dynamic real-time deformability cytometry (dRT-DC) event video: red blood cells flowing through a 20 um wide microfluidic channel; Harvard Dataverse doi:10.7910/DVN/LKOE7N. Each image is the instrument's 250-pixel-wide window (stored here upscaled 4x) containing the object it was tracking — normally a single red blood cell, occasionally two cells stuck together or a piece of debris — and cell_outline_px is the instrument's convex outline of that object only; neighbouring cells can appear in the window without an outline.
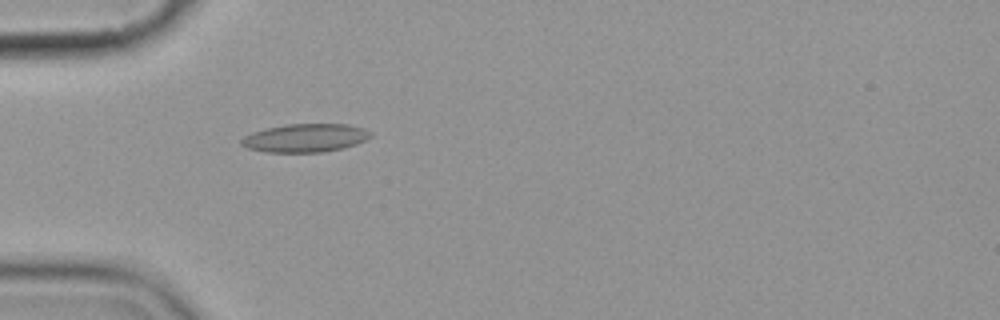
{"species": "common noctule bat (a hibernating species)", "species_latin": "Nyctalus noctula", "temperature_condition": "cold", "stored_images_in_passage": 1, "camera_frame_rate_fps": 3000, "um_per_image_px": 0.085, "animal": {"sex": "female", "body_mass_g": 19.9}, "frame": {"image": 1, "passage_image": 1, "time_ms": 0.0, "image_size_px": [1000, 320], "cell_outline_px": [[372, 136], [356, 144], [344, 148], [324, 152], [264, 152], [248, 148], [240, 144], [240, 140], [244, 136], [252, 132], [268, 128], [288, 124], [348, 124], [364, 128], [372, 132]], "centroid_in_image_um": [25.96, 11.73], "position_along_channel_um": 59.0, "area_um2": 21.39}}